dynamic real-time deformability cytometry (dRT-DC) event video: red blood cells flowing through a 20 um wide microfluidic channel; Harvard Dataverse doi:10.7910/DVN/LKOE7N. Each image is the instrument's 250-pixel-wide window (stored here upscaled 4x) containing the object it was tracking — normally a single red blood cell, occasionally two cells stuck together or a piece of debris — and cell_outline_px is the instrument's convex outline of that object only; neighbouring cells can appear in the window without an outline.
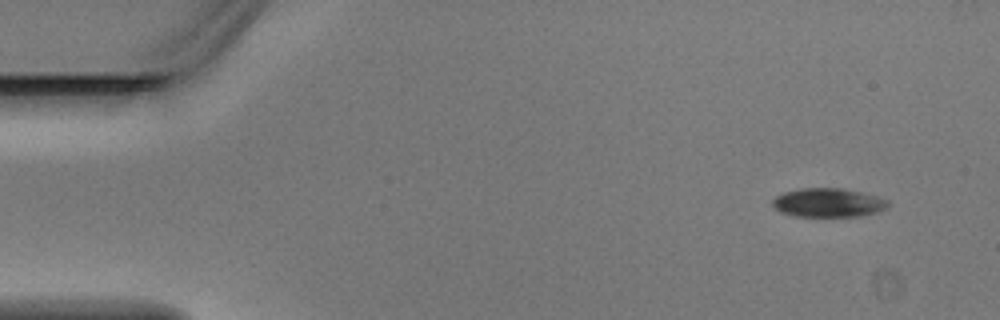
{"species": "Egyptian fruit bat (a non-hibernating species)", "species_latin": "Rousettus aegyptiacus", "temperature_condition": "warm", "stored_images_in_passage": 5, "camera_frame_rate_fps": 3000, "um_per_image_px": 0.085, "animal": {"sex": "male"}, "frame": {"image": 1, "passage_image": 1, "time_ms": 0.0, "image_size_px": [1000, 320], "cell_outline_px": [[888, 208], [880, 212], [860, 216], [792, 216], [780, 212], [772, 208], [772, 200], [776, 196], [784, 192], [800, 188], [844, 188], [876, 196], [888, 200]], "centroid_in_image_um": [70.38, 17.23], "position_along_channel_um": 14.6, "area_um2": 19.65}}
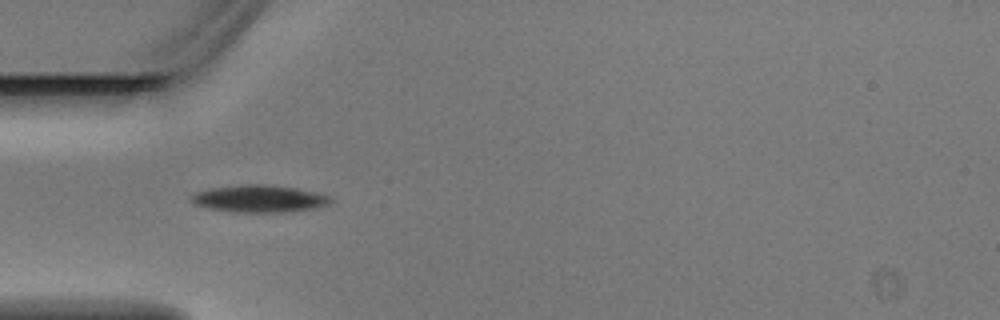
{"frame": {"image": 2, "passage_image": 4, "time_ms": 1.0, "image_size_px": [1000, 320], "cell_outline_px": [[332, 204], [316, 208], [284, 212], [232, 212], [208, 208], [196, 204], [188, 200], [192, 192], [212, 188], [244, 184], [268, 184], [296, 188], [316, 192], [332, 196]], "centroid_in_image_um": [22.05, 16.88], "position_along_channel_um": 63.0, "area_um2": 22.43}}
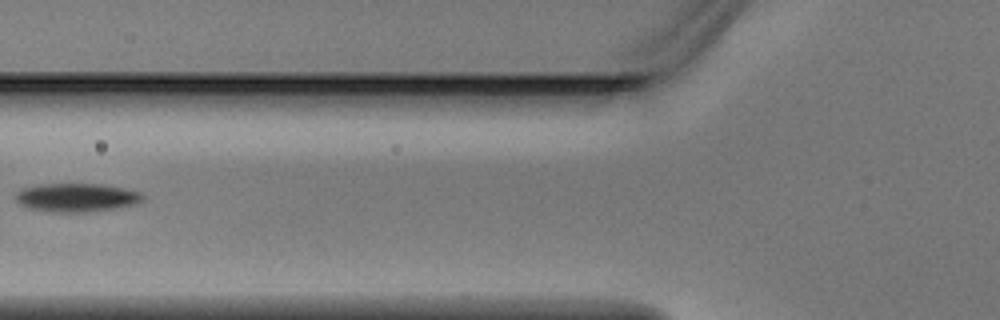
{"frame": {"image": 3, "passage_image": 5, "time_ms": 1.333, "image_size_px": [1000, 320], "cell_outline_px": [[144, 200], [136, 204], [116, 208], [84, 212], [52, 212], [28, 208], [20, 204], [16, 200], [16, 192], [24, 188], [40, 184], [100, 184], [124, 188], [140, 192], [144, 196]], "centroid_in_image_um": [6.52, 16.79], "position_along_channel_um": 119.3, "area_um2": 21.1}}